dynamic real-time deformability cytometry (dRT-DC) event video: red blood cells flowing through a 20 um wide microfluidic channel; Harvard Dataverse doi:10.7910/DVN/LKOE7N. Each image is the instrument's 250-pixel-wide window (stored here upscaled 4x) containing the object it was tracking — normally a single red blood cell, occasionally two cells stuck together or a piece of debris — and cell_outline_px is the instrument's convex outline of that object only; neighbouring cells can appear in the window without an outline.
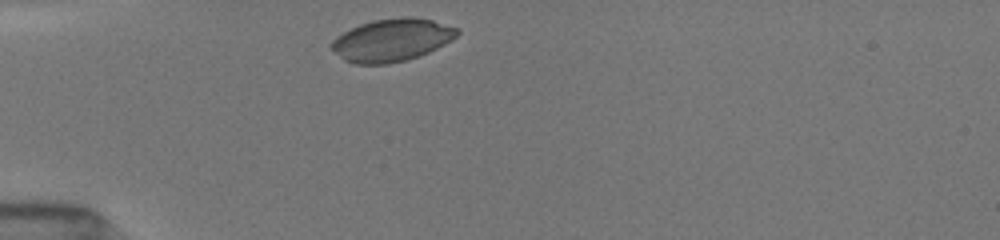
{"species": "common noctule bat (a hibernating species)", "species_latin": "Nyctalus noctula", "temperature_condition": "room temperature", "stored_images_in_passage": 30, "camera_frame_rate_fps": 3000, "um_per_image_px": 0.085, "animal": {"sex": "female", "body_mass_g": 19.5, "forearm_length_mm": 54.1}, "frame": {"image": 1, "passage_image": 1, "time_ms": 0.0, "image_size_px": [1000, 240], "cell_outline_px": [[460, 32], [456, 36], [444, 44], [428, 52], [404, 60], [388, 64], [356, 64], [344, 60], [332, 48], [332, 40], [336, 36], [360, 24], [372, 20], [404, 16], [408, 16], [432, 20], [456, 28]], "centroid_in_image_um": [33.29, 3.39], "position_along_channel_um": 51.7, "area_um2": 30.75}}
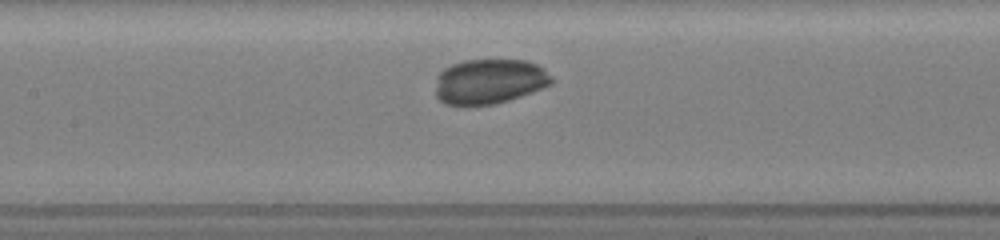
{"frame": {"image": 2, "passage_image": 11, "time_ms": 3.333, "image_size_px": [1000, 240], "cell_outline_px": [[552, 84], [532, 92], [496, 104], [444, 104], [436, 96], [436, 76], [444, 68], [452, 64], [464, 60], [524, 60], [536, 64], [544, 68], [552, 76]], "centroid_in_image_um": [41.6, 6.91], "position_along_channel_um": 165.8, "area_um2": 30.35}}
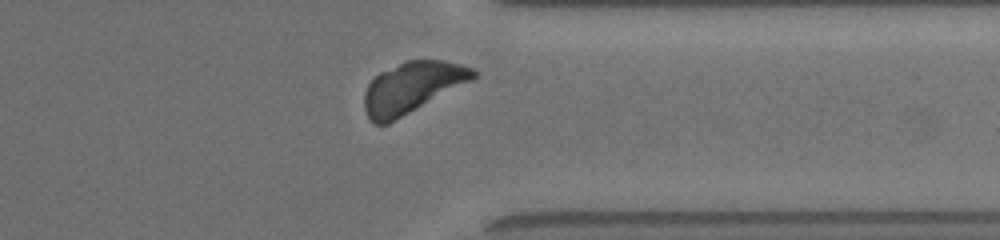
{"frame": {"image": 3, "passage_image": 27, "time_ms": 8.667, "image_size_px": [1000, 240], "cell_outline_px": [[480, 72], [472, 80], [388, 124], [376, 124], [368, 116], [364, 108], [364, 92], [368, 84], [380, 72], [404, 60], [444, 60], [460, 64], [472, 68]], "centroid_in_image_um": [35.03, 7.42], "position_along_channel_um": 376.4, "area_um2": 32.19}}